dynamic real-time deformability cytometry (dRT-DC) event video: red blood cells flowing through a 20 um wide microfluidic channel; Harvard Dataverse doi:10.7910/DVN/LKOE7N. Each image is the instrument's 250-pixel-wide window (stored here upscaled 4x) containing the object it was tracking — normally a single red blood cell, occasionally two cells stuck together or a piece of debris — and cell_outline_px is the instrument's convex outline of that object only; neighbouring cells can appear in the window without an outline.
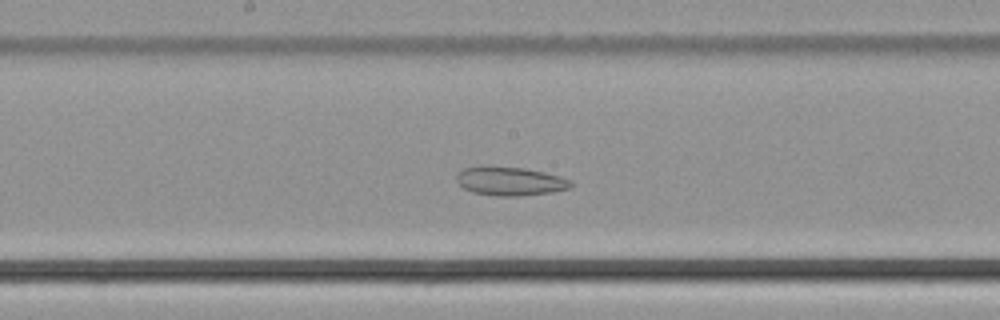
{"species": "common noctule bat (a hibernating species)", "species_latin": "Nyctalus noctula", "temperature_condition": "cold", "stored_images_in_passage": 49, "camera_frame_rate_fps": 3000, "um_per_image_px": 0.085, "animal": {"sex": "male", "body_mass_g": 21.5, "forearm_length_mm": 52.0}, "frame": {"image": 1, "passage_image": 25, "time_ms": 8.0, "image_size_px": [1000, 320], "cell_outline_px": [[572, 188], [552, 192], [520, 196], [496, 196], [472, 192], [464, 188], [456, 180], [456, 176], [464, 168], [484, 164], [488, 164], [524, 168], [544, 172], [560, 176], [572, 180]], "centroid_in_image_um": [43.36, 15.38], "position_along_channel_um": 204.8, "area_um2": 19.59}}
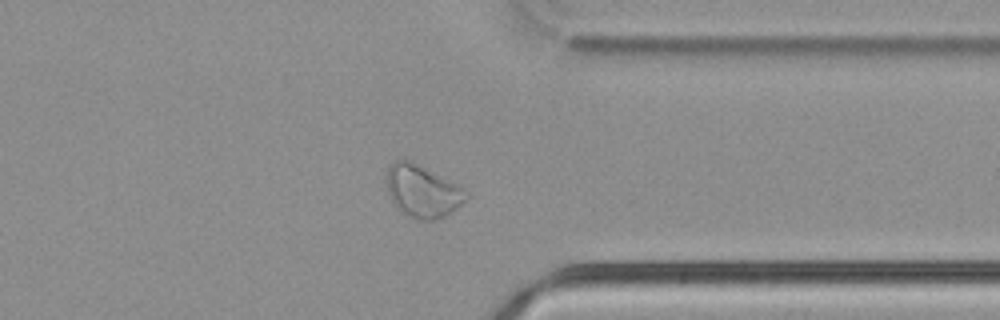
{"frame": {"image": 2, "passage_image": 38, "time_ms": 12.333, "image_size_px": [1000, 320], "cell_outline_px": [[472, 196], [468, 200], [444, 216], [432, 220], [420, 220], [408, 216], [400, 212], [396, 208], [388, 196], [384, 176], [388, 168], [396, 160], [408, 160], [460, 184]], "centroid_in_image_um": [35.91, 16.26], "position_along_channel_um": 375.5, "area_um2": 24.74}}
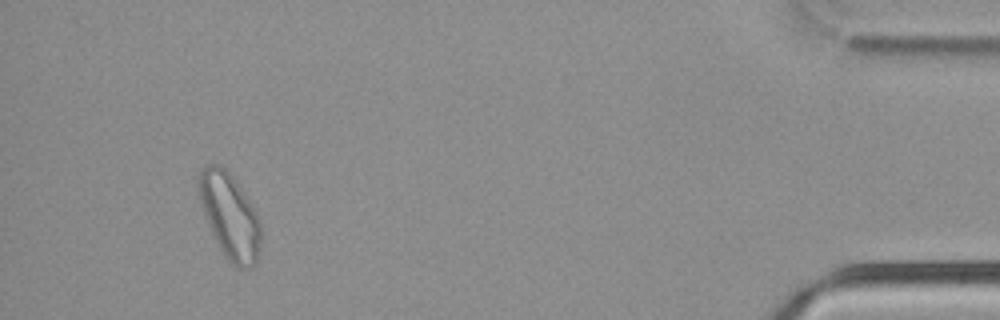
{"frame": {"image": 3, "passage_image": 46, "time_ms": 15.0, "image_size_px": [1000, 320], "cell_outline_px": [[260, 248], [256, 264], [252, 268], [236, 268], [228, 264], [212, 232], [204, 212], [196, 184], [196, 176], [200, 168], [208, 164], [220, 164], [232, 176], [248, 196], [260, 220]], "centroid_in_image_um": [19.53, 18.35], "position_along_channel_um": 415.7, "area_um2": 31.33}}